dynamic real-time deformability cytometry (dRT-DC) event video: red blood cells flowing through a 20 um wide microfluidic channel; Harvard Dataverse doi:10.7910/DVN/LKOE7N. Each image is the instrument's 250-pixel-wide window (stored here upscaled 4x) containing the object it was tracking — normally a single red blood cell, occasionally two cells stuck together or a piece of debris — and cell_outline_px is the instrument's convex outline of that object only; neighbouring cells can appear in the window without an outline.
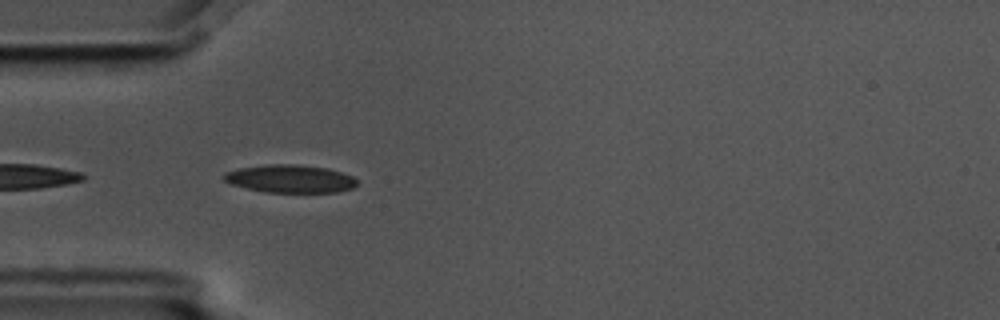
{"species": "common noctule bat (a hibernating species)", "species_latin": "Nyctalus noctula", "temperature_condition": "cold", "stored_images_in_passage": 5, "camera_frame_rate_fps": 3000, "um_per_image_px": 0.085, "animal": {"sex": "male", "body_mass_g": 17.5, "forearm_length_mm": 52.3}, "frame": {"image": 1, "passage_image": 5, "time_ms": 1.333, "image_size_px": [1000, 320], "cell_outline_px": [[360, 180], [352, 188], [336, 192], [264, 192], [232, 184], [224, 180], [224, 172], [240, 168], [268, 164], [296, 164], [328, 168], [352, 176]], "centroid_in_image_um": [24.69, 15.19], "position_along_channel_um": 60.3, "area_um2": 21.56}}